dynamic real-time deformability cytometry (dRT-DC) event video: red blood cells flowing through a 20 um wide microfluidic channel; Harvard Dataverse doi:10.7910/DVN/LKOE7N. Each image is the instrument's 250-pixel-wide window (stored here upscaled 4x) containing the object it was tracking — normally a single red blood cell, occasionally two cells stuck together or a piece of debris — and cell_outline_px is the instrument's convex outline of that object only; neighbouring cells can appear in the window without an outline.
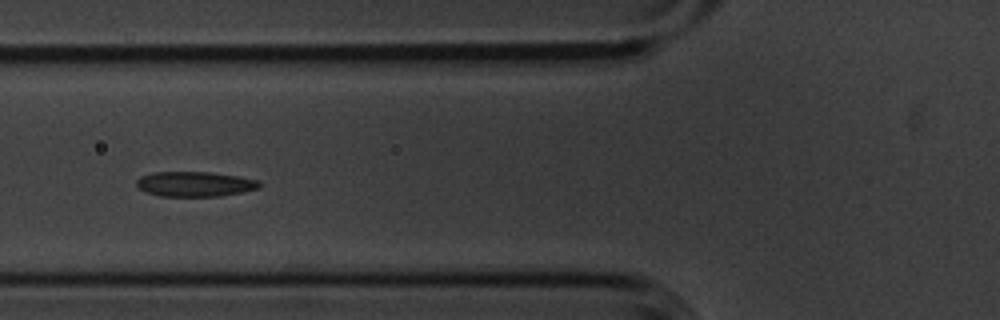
{"species": "common noctule bat (a hibernating species)", "species_latin": "Nyctalus noctula", "temperature_condition": "cold", "stored_images_in_passage": 7, "camera_frame_rate_fps": 3000, "um_per_image_px": 0.085, "animal": {"sex": "male", "body_mass_g": 20.1, "forearm_length_mm": 53.5}, "frame": {"image": 1, "passage_image": 6, "time_ms": 1.667, "image_size_px": [1000, 320], "cell_outline_px": [[260, 188], [220, 196], [160, 196], [144, 192], [136, 188], [136, 180], [140, 176], [152, 172], [208, 172], [236, 176], [260, 180]], "centroid_in_image_um": [16.5, 15.64], "position_along_channel_um": 109.3, "area_um2": 17.98}}
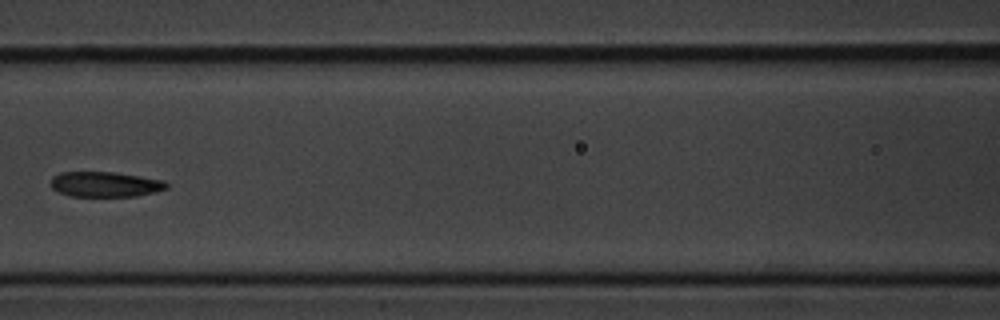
{"frame": {"image": 2, "passage_image": 7, "time_ms": 2.0, "image_size_px": [1000, 320], "cell_outline_px": [[168, 188], [156, 192], [136, 196], [68, 196], [52, 188], [52, 176], [60, 172], [112, 172], [140, 176], [164, 180], [168, 184]], "centroid_in_image_um": [8.96, 15.66], "position_along_channel_um": 157.6, "area_um2": 16.99}}